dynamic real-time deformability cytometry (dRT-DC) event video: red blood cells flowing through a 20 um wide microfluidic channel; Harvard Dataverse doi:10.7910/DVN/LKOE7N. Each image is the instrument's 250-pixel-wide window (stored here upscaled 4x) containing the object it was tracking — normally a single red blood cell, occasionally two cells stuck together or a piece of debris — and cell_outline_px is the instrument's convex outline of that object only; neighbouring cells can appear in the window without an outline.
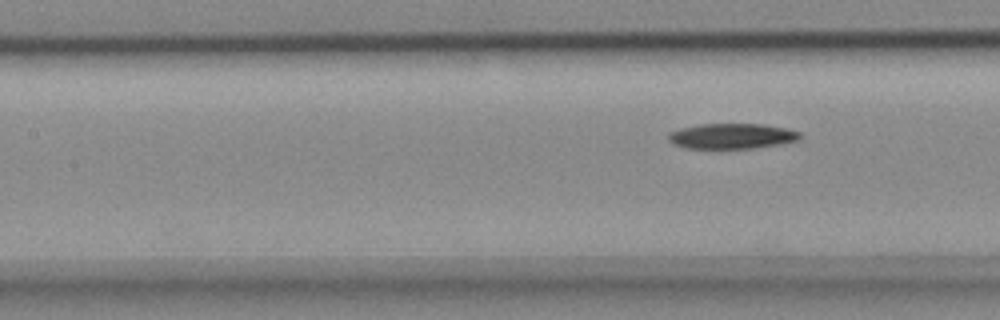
{"species": "common noctule bat (a hibernating species)", "species_latin": "Nyctalus noctula", "temperature_condition": "cold", "stored_images_in_passage": 8, "segment_of_instrument_passage": [2, 2], "camera_frame_rate_fps": 3000, "um_per_image_px": 0.085, "animal": {"sex": "female", "body_mass_g": 18.4}, "frame": {"image": 1, "passage_image": 8, "time_ms": 2.333, "image_size_px": [1000, 320], "cell_outline_px": [[800, 136], [796, 140], [780, 144], [752, 148], [688, 148], [672, 144], [668, 140], [668, 132], [680, 128], [700, 124], [764, 124], [788, 128], [800, 132]], "centroid_in_image_um": [62.17, 11.56], "position_along_channel_um": 145.2, "area_um2": 19.42}}